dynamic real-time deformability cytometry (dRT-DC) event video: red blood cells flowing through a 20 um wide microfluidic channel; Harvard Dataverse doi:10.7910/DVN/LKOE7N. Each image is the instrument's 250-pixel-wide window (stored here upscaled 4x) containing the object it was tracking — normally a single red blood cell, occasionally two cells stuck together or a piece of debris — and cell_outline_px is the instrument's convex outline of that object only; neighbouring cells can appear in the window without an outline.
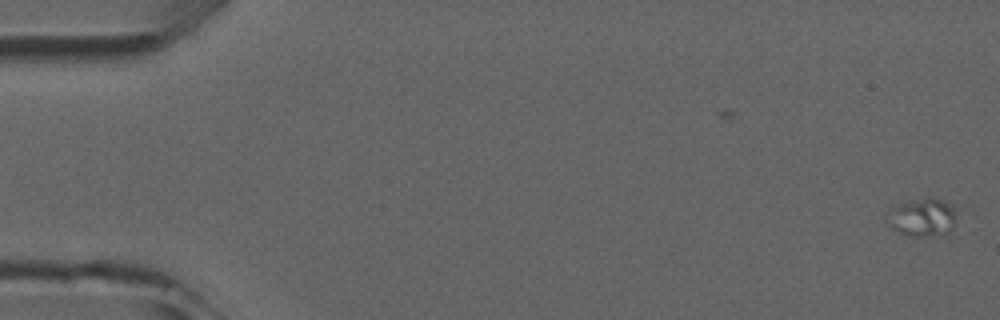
{"species": "common noctule bat (a hibernating species)", "species_latin": "Nyctalus noctula", "temperature_condition": "room temperature", "stored_images_in_passage": 6, "camera_frame_rate_fps": 3000, "um_per_image_px": 0.085, "animal": {"sex": "male", "forearm_length_mm": 52.5}, "frame": {"image": 1, "passage_image": 1, "time_ms": 0.0, "image_size_px": [1000, 320], "cell_outline_px": [[952, 224], [948, 232], [940, 236], [908, 236], [892, 228], [888, 224], [884, 212], [900, 204], [924, 200], [940, 200], [952, 204]], "centroid_in_image_um": [78.31, 18.54], "position_along_channel_um": 6.7, "area_um2": 14.62}}
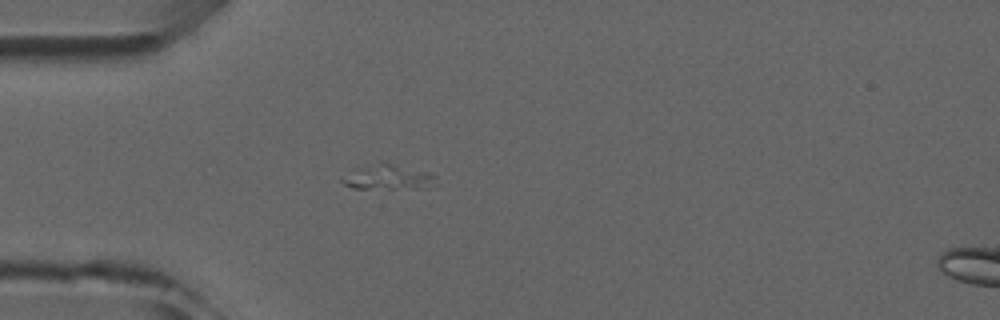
{"frame": {"image": 2, "passage_image": 5, "time_ms": 4.667, "image_size_px": [1000, 320], "cell_outline_px": [[436, 184], [428, 188], [352, 188], [344, 184], [340, 180], [356, 168], [380, 160], [384, 160], [432, 172], [436, 176]], "centroid_in_image_um": [33.06, 15.01], "position_along_channel_um": 51.9, "area_um2": 14.22}}